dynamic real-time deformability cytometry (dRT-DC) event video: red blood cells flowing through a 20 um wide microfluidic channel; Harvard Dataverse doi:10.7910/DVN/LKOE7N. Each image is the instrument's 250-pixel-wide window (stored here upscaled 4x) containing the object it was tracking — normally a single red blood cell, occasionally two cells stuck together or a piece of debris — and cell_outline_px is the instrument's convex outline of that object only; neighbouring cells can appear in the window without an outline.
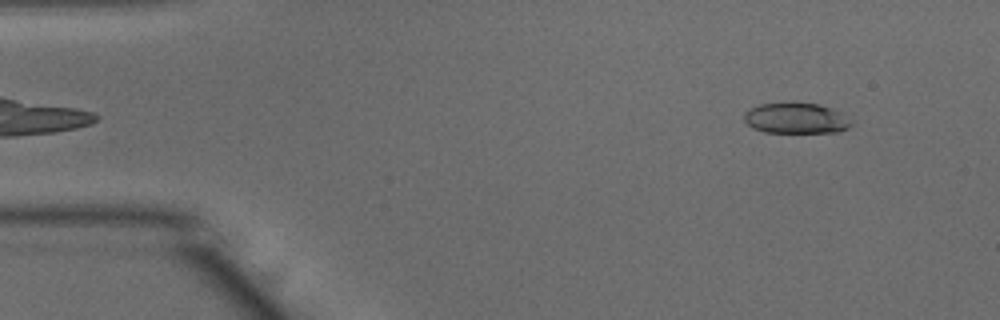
{"species": "common noctule bat (a hibernating species)", "species_latin": "Nyctalus noctula", "temperature_condition": "warm", "stored_images_in_passage": 15, "camera_frame_rate_fps": 3000, "um_per_image_px": 0.085, "animal": {"sex": "male", "body_mass_g": 15.6}, "frame": {"image": 1, "passage_image": 5, "time_ms": 1.333, "image_size_px": [1000, 320], "cell_outline_px": [[852, 124], [848, 128], [840, 132], [764, 132], [752, 128], [744, 120], [744, 112], [760, 104], [820, 104], [832, 108], [852, 120]], "centroid_in_image_um": [67.68, 10.07], "position_along_channel_um": 17.3, "area_um2": 18.84}}